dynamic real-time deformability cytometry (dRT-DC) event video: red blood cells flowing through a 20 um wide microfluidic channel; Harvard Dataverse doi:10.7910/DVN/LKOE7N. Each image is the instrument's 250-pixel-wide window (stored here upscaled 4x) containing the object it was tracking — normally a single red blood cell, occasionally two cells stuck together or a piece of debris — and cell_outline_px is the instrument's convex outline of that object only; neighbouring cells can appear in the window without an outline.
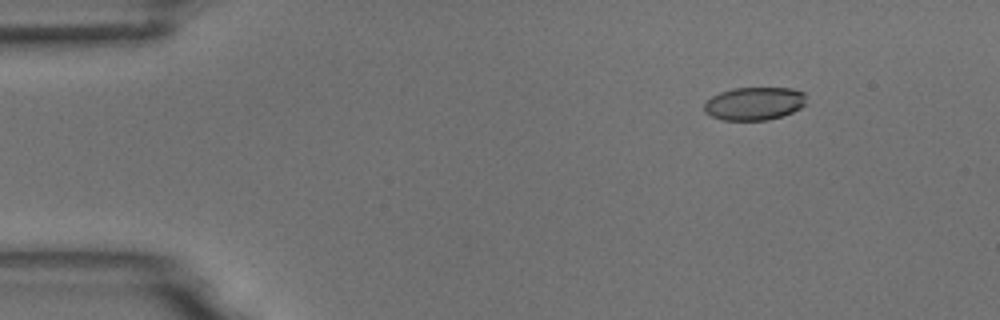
{"species": "common noctule bat (a hibernating species)", "species_latin": "Nyctalus noctula", "temperature_condition": "room temperature", "stored_images_in_passage": 4, "camera_frame_rate_fps": 3000, "um_per_image_px": 0.085, "animal": {"sex": "male", "body_mass_g": 18.8}, "frame": {"image": 1, "passage_image": 1, "time_ms": 0.0, "image_size_px": [1000, 320], "cell_outline_px": [[804, 104], [800, 108], [784, 116], [768, 120], [724, 120], [712, 116], [704, 112], [704, 104], [712, 96], [720, 92], [736, 88], [792, 88], [804, 92]], "centroid_in_image_um": [64.11, 8.81], "position_along_channel_um": 20.9, "area_um2": 19.59}}
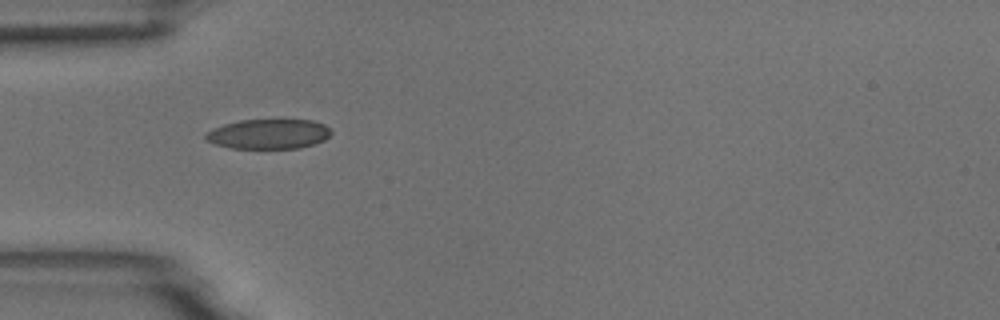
{"frame": {"image": 2, "passage_image": 3, "time_ms": 0.667, "image_size_px": [1000, 320], "cell_outline_px": [[332, 132], [324, 140], [300, 148], [232, 148], [216, 144], [204, 140], [204, 132], [212, 128], [224, 124], [240, 120], [312, 120], [324, 124]], "centroid_in_image_um": [22.78, 11.38], "position_along_channel_um": 62.2, "area_um2": 21.79}}